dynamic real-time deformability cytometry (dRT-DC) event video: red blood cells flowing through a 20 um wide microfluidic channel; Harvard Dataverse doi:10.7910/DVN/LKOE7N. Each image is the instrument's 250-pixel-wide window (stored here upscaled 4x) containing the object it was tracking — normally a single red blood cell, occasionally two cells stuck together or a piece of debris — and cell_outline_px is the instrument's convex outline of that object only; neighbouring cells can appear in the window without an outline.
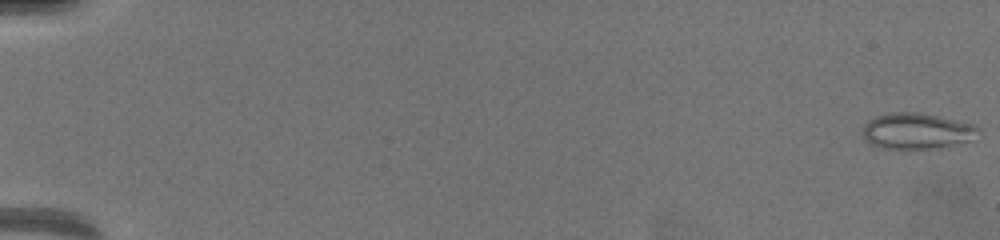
{"species": "common noctule bat (a hibernating species)", "species_latin": "Nyctalus noctula", "temperature_condition": "warm", "stored_images_in_passage": 65, "camera_frame_rate_fps": 3000, "um_per_image_px": 0.085, "animal": {"sex": "female", "body_mass_g": 19.5, "forearm_length_mm": 54.1}, "frame": {"image": 1, "passage_image": 1, "time_ms": 0.0, "image_size_px": [1000, 240], "cell_outline_px": [[980, 128], [976, 140], [928, 148], [884, 148], [872, 144], [864, 140], [864, 124], [868, 120], [876, 116], [892, 112], [920, 112], [976, 124]], "centroid_in_image_um": [77.97, 11.11], "position_along_channel_um": 7.0, "area_um2": 24.16}}
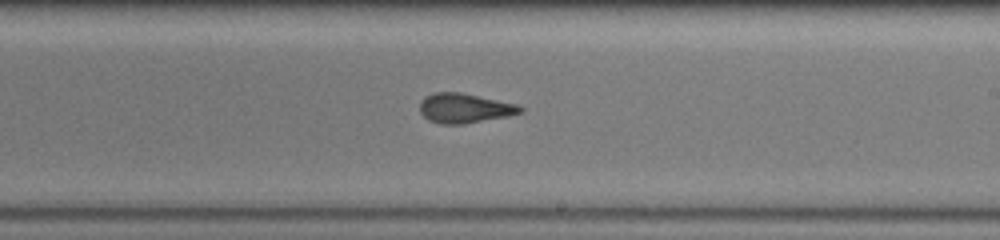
{"frame": {"image": 2, "passage_image": 41, "time_ms": 13.333, "image_size_px": [1000, 240], "cell_outline_px": [[524, 112], [508, 116], [464, 124], [440, 124], [428, 120], [420, 112], [420, 100], [424, 96], [432, 92], [460, 92], [516, 104], [524, 108]], "centroid_in_image_um": [39.46, 9.19], "position_along_channel_um": 249.5, "area_um2": 17.46}}
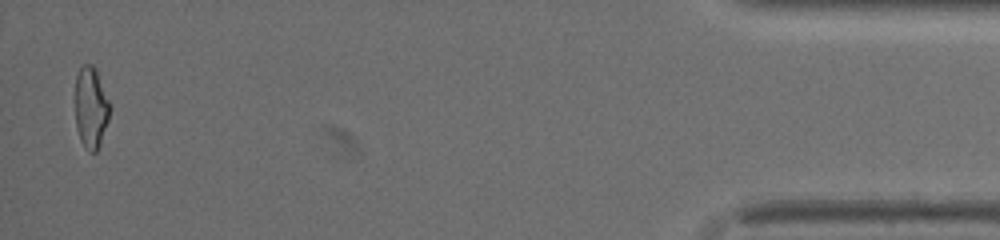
{"frame": {"image": 3, "passage_image": 64, "time_ms": 21.0, "image_size_px": [1000, 240], "cell_outline_px": [[112, 108], [100, 144], [96, 152], [88, 152], [80, 140], [76, 124], [76, 76], [80, 68], [84, 64], [92, 64], [96, 68]], "centroid_in_image_um": [7.75, 9.14], "position_along_channel_um": 427.5, "area_um2": 16.47}, "authors_computed_cell_mechanics": {"area_um2": 17.5712, "velocity_mm_per_s": 3.3454, "shape_relaxation_time_tau1_ms": null, "shape_relaxation_time_tau2_ms": 1.2919, "deformation_change_tau1": null, "deformation_change_tau2": 0.0966}}